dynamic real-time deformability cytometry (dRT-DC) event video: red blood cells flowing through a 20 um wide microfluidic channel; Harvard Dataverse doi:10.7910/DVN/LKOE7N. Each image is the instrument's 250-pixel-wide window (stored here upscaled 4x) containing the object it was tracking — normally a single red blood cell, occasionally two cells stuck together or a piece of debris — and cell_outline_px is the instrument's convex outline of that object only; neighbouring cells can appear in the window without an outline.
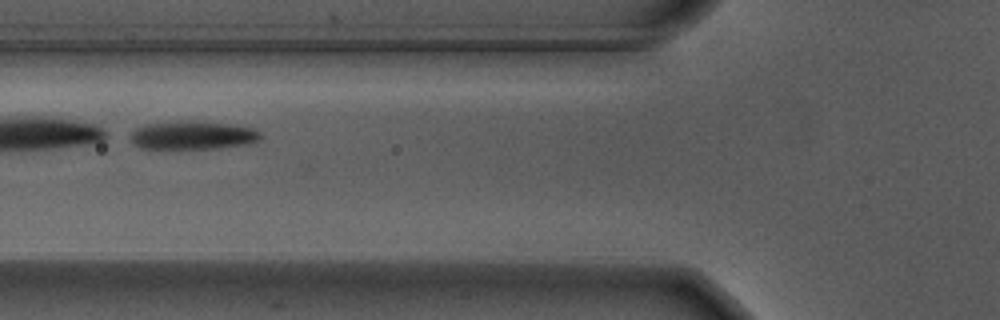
{"species": "Egyptian fruit bat (a non-hibernating species)", "species_latin": "Rousettus aegyptiacus", "temperature_condition": "warm", "stored_images_in_passage": 11, "camera_frame_rate_fps": 3000, "um_per_image_px": 0.085, "animal": {"sex": "male"}, "frame": {"image": 1, "passage_image": 5, "time_ms": 1.333, "image_size_px": [1000, 320], "cell_outline_px": [[264, 136], [260, 140], [248, 144], [216, 148], [140, 148], [124, 136], [136, 128], [144, 124], [180, 120], [196, 120], [232, 124], [256, 128]], "centroid_in_image_um": [16.36, 11.47], "position_along_channel_um": 109.4, "area_um2": 22.2}}